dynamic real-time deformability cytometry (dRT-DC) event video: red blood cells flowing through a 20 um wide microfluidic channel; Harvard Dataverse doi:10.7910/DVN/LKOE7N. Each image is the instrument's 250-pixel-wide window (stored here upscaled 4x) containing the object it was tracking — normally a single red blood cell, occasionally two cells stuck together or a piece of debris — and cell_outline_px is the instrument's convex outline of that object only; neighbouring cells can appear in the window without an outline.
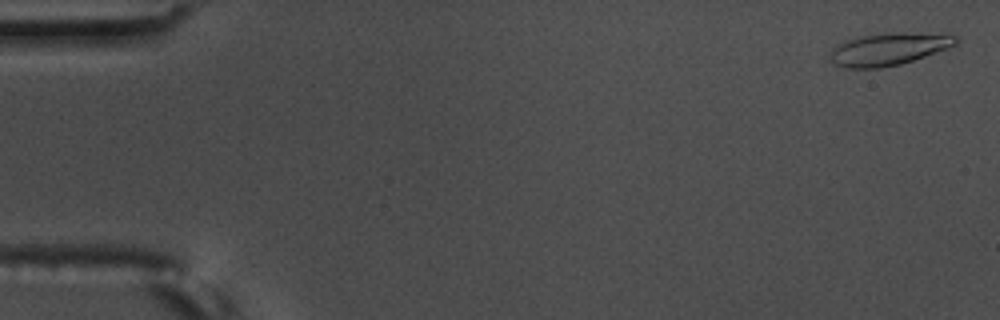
{"species": "common noctule bat (a hibernating species)", "species_latin": "Nyctalus noctula", "temperature_condition": "warm", "stored_images_in_passage": 42, "camera_frame_rate_fps": 3000, "um_per_image_px": 0.085, "animal": {"sex": "male", "body_mass_g": 17.5, "forearm_length_mm": 52.3}, "frame": {"image": 1, "passage_image": 2, "time_ms": 0.333, "image_size_px": [1000, 320], "cell_outline_px": [[956, 44], [948, 48], [900, 64], [880, 68], [844, 68], [836, 64], [832, 60], [832, 48], [848, 40], [864, 36], [896, 32], [948, 32], [956, 36]], "centroid_in_image_um": [75.63, 4.15], "position_along_channel_um": 9.4, "area_um2": 23.58}}
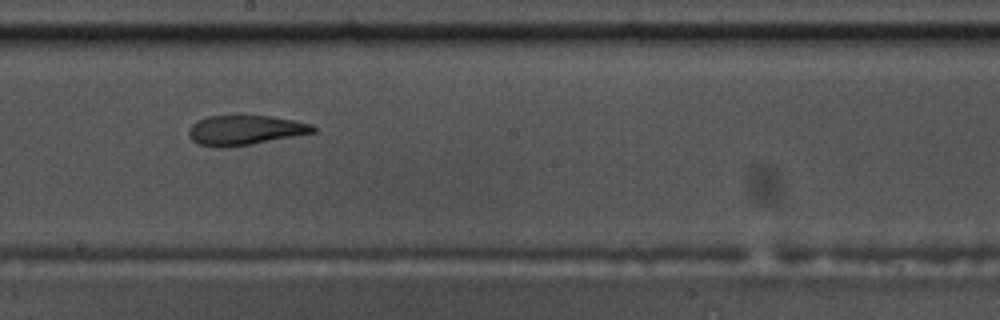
{"frame": {"image": 2, "passage_image": 32, "time_ms": 10.333, "image_size_px": [1000, 320], "cell_outline_px": [[316, 132], [252, 144], [220, 148], [216, 148], [200, 144], [192, 140], [188, 136], [188, 128], [196, 120], [208, 116], [232, 112], [244, 112], [272, 116], [296, 120], [312, 124], [316, 128]], "centroid_in_image_um": [20.79, 11.0], "position_along_channel_um": 227.4, "area_um2": 22.77}}
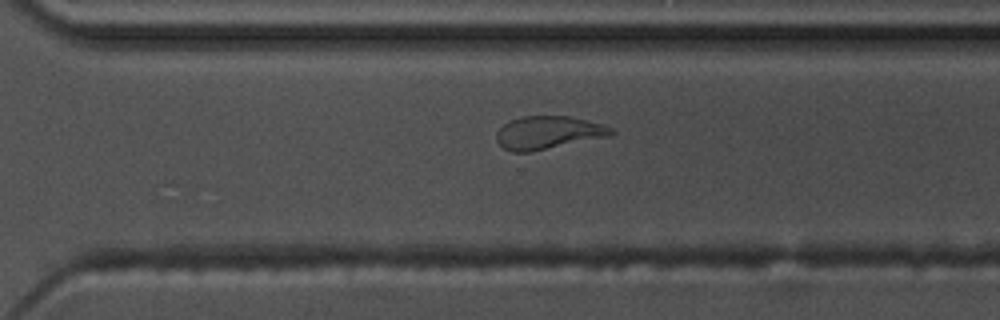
{"frame": {"image": 3, "passage_image": 40, "time_ms": 13.0, "image_size_px": [1000, 320], "cell_outline_px": [[616, 132], [612, 136], [528, 152], [512, 152], [504, 148], [496, 140], [496, 132], [504, 124], [520, 116], [568, 116], [604, 124], [612, 128]], "centroid_in_image_um": [46.63, 11.27], "position_along_channel_um": 324.0, "area_um2": 22.08}}